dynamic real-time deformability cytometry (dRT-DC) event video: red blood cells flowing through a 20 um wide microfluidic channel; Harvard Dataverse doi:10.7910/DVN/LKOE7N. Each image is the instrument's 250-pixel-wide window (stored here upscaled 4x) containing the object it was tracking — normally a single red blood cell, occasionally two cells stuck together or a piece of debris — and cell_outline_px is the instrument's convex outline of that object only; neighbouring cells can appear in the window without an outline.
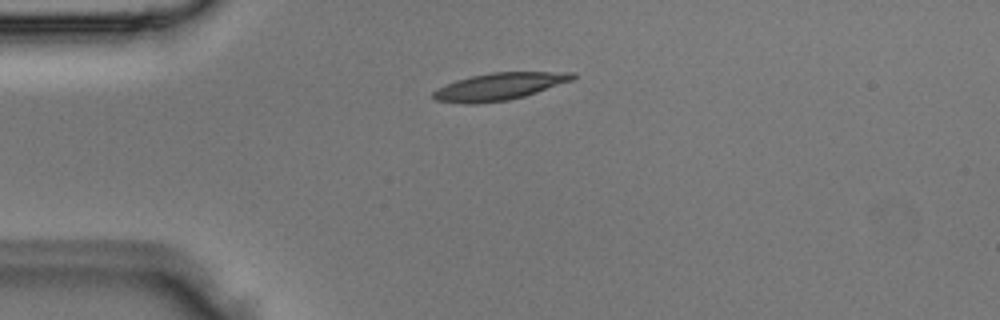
{"species": "Egyptian fruit bat (a non-hibernating species)", "species_latin": "Rousettus aegyptiacus", "temperature_condition": "room temperature", "stored_images_in_passage": 1, "camera_frame_rate_fps": 3000, "um_per_image_px": 0.085, "animal": {"sex": "male"}, "frame": {"image": 1, "passage_image": 1, "time_ms": 0.0, "image_size_px": [1000, 320], "cell_outline_px": [[576, 76], [572, 80], [524, 96], [508, 100], [476, 104], [464, 104], [436, 100], [432, 96], [432, 92], [456, 80], [472, 76], [492, 72], [576, 72]], "centroid_in_image_um": [42.44, 7.35], "position_along_channel_um": 42.6, "area_um2": 21.85}}